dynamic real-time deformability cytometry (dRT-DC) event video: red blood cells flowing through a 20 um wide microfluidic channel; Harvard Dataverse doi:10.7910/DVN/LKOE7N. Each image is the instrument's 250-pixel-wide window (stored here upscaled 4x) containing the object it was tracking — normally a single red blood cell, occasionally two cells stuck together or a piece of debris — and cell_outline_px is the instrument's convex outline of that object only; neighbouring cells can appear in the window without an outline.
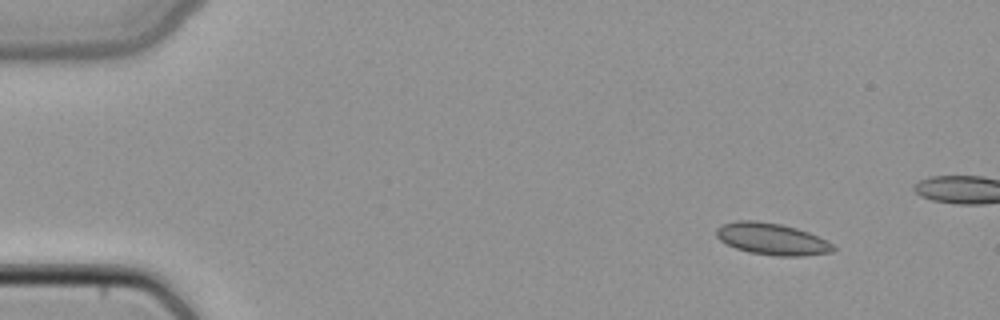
{"species": "common noctule bat (a hibernating species)", "species_latin": "Nyctalus noctula", "temperature_condition": "cold", "stored_images_in_passage": 45, "camera_frame_rate_fps": 3000, "um_per_image_px": 0.085, "animal": {"sex": "female", "body_mass_g": 22.7, "forearm_length_mm": 54.2}, "frame": {"image": 1, "passage_image": 1, "time_ms": 0.0, "image_size_px": [1000, 320], "cell_outline_px": [[836, 248], [832, 252], [804, 256], [776, 256], [748, 252], [736, 248], [720, 240], [716, 236], [716, 228], [724, 224], [736, 220], [756, 220], [780, 224], [796, 228], [808, 232], [828, 240]], "centroid_in_image_um": [65.63, 20.31], "position_along_channel_um": 19.4, "area_um2": 21.68}}
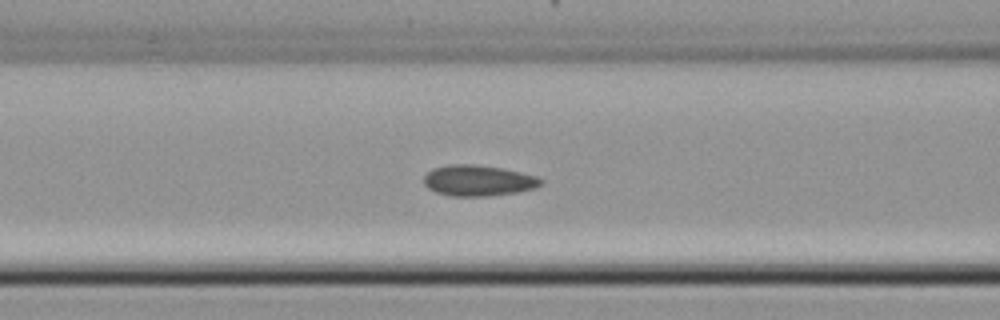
{"frame": {"image": 2, "passage_image": 16, "time_ms": 5.0, "image_size_px": [1000, 320], "cell_outline_px": [[544, 184], [536, 188], [516, 192], [488, 196], [452, 196], [436, 192], [428, 188], [424, 184], [424, 176], [432, 168], [448, 164], [476, 164], [504, 168], [536, 176], [544, 180]], "centroid_in_image_um": [40.67, 15.34], "position_along_channel_um": 125.9, "area_um2": 21.27}}
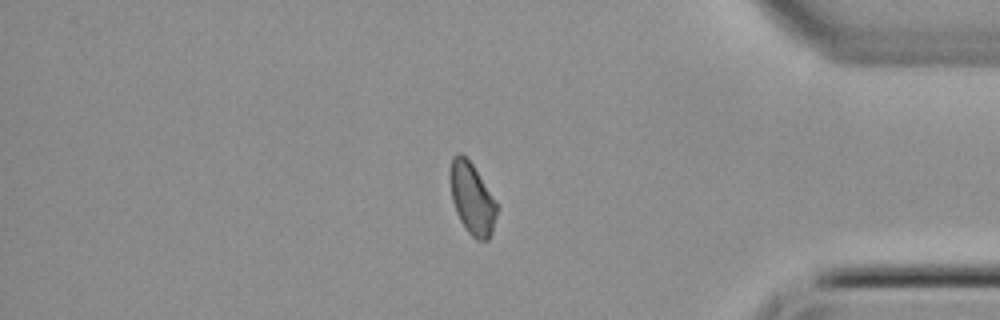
{"frame": {"image": 3, "passage_image": 37, "time_ms": 12.0, "image_size_px": [1000, 320], "cell_outline_px": [[496, 216], [492, 232], [488, 240], [476, 240], [468, 232], [460, 220], [456, 212], [452, 200], [448, 176], [448, 172], [452, 156], [456, 152], [460, 152], [472, 164], [496, 204]], "centroid_in_image_um": [40.06, 16.86], "position_along_channel_um": 395.1, "area_um2": 19.25}}